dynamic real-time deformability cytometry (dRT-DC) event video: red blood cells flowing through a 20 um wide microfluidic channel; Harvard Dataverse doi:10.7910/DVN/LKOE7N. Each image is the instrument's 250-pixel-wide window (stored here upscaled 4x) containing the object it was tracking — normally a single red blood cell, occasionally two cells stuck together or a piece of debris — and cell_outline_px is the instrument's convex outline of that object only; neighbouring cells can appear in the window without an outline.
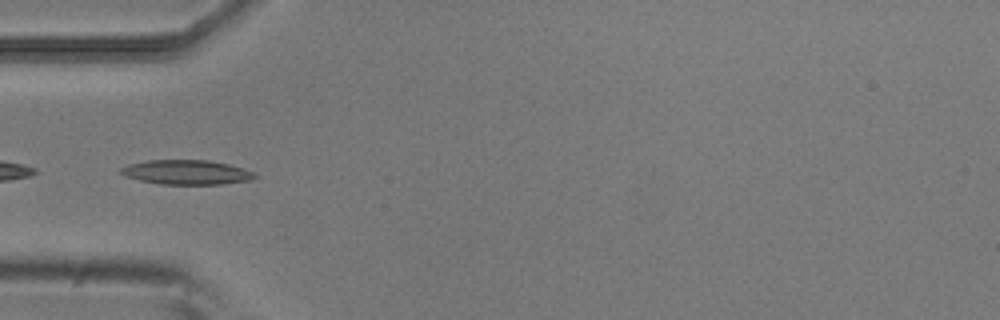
{"species": "common noctule bat (a hibernating species)", "species_latin": "Nyctalus noctula", "temperature_condition": "room temperature", "stored_images_in_passage": 5, "camera_frame_rate_fps": 3000, "um_per_image_px": 0.085, "animal": {"sex": "male", "body_mass_g": 20.5, "forearm_length_mm": 52.5}, "frame": {"image": 1, "passage_image": 5, "time_ms": 1.333, "image_size_px": [1000, 320], "cell_outline_px": [[256, 176], [252, 180], [220, 184], [160, 184], [140, 180], [124, 176], [120, 172], [120, 168], [128, 164], [148, 160], [208, 160], [228, 164], [244, 168], [252, 172]], "centroid_in_image_um": [15.83, 14.64], "position_along_channel_um": 69.2, "area_um2": 19.07}}